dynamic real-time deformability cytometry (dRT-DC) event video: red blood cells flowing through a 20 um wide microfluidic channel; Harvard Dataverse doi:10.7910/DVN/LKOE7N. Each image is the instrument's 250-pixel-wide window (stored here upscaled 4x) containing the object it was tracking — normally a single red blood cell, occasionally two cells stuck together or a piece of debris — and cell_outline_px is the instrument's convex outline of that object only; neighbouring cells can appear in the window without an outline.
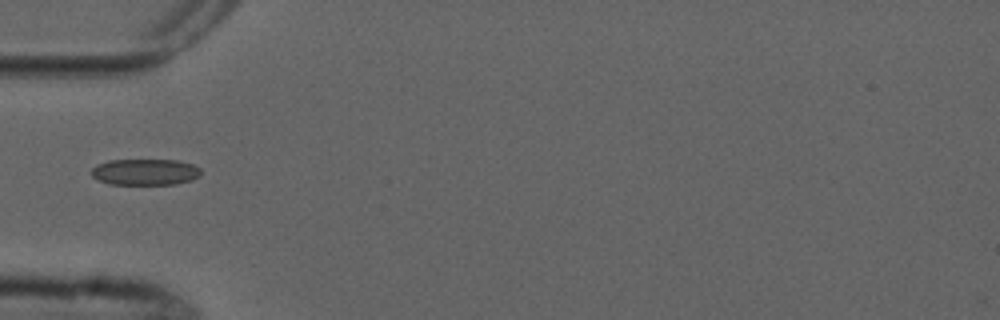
{"species": "common noctule bat (a hibernating species)", "species_latin": "Nyctalus noctula", "temperature_condition": "cold", "stored_images_in_passage": 7, "camera_frame_rate_fps": 3000, "um_per_image_px": 0.085, "animal": {"sex": "male", "forearm_length_mm": 52.5}, "frame": {"image": 1, "passage_image": 7, "time_ms": 7.0, "image_size_px": [1000, 320], "cell_outline_px": [[200, 176], [192, 180], [176, 184], [108, 184], [92, 176], [92, 168], [96, 164], [108, 160], [176, 160], [192, 164], [200, 168]], "centroid_in_image_um": [12.34, 14.62], "position_along_channel_um": 72.7, "area_um2": 16.76}}